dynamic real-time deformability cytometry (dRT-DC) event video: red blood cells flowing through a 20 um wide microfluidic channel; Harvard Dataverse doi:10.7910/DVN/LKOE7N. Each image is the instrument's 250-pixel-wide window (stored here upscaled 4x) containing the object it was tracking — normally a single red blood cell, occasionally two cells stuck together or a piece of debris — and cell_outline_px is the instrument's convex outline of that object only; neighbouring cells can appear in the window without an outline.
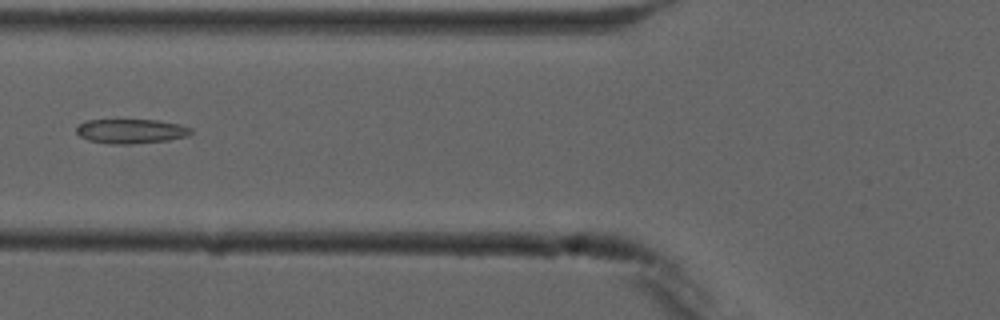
{"species": "common noctule bat (a hibernating species)", "species_latin": "Nyctalus noctula", "temperature_condition": "cold", "stored_images_in_passage": 6, "camera_frame_rate_fps": 3000, "um_per_image_px": 0.085, "animal": {"sex": "male", "forearm_length_mm": 52.5}, "frame": {"image": 1, "passage_image": 6, "time_ms": 5.667, "image_size_px": [1000, 320], "cell_outline_px": [[192, 132], [188, 136], [168, 140], [128, 144], [108, 144], [88, 140], [80, 136], [76, 132], [76, 128], [80, 124], [88, 120], [156, 120], [180, 124], [192, 128]], "centroid_in_image_um": [11.14, 11.15], "position_along_channel_um": 114.7, "area_um2": 16.3}}